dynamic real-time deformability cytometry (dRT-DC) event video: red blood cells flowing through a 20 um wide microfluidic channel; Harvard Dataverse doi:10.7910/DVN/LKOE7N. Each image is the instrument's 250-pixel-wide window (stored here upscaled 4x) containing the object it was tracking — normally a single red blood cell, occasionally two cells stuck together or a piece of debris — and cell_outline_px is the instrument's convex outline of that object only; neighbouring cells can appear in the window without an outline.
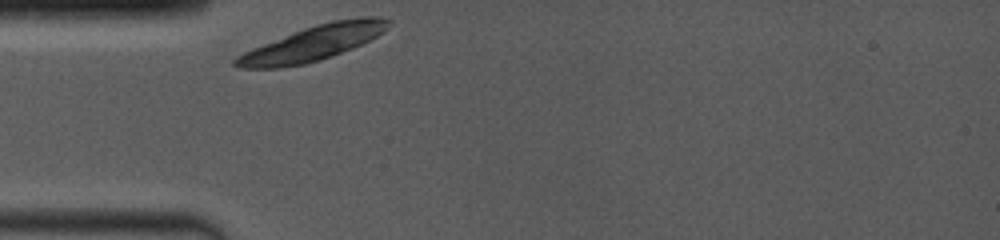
{"species": "common noctule bat (a hibernating species)", "species_latin": "Nyctalus noctula", "temperature_condition": "room temperature", "stored_images_in_passage": 2, "camera_frame_rate_fps": 4000, "um_per_image_px": 0.085, "animal": {"sex": "female", "body_mass_g": 19.0, "forearm_length_mm": 53.3}, "frame": {"image": 1, "passage_image": 1, "time_ms": 0.0, "image_size_px": [1000, 240], "cell_outline_px": [[392, 20], [388, 28], [384, 32], [352, 48], [332, 56], [304, 64], [280, 68], [240, 68], [232, 64], [232, 60], [236, 56], [252, 48], [304, 28], [316, 24], [332, 20], [360, 16], [380, 16]], "centroid_in_image_um": [26.63, 3.65], "position_along_channel_um": 58.4, "area_um2": 31.1}}